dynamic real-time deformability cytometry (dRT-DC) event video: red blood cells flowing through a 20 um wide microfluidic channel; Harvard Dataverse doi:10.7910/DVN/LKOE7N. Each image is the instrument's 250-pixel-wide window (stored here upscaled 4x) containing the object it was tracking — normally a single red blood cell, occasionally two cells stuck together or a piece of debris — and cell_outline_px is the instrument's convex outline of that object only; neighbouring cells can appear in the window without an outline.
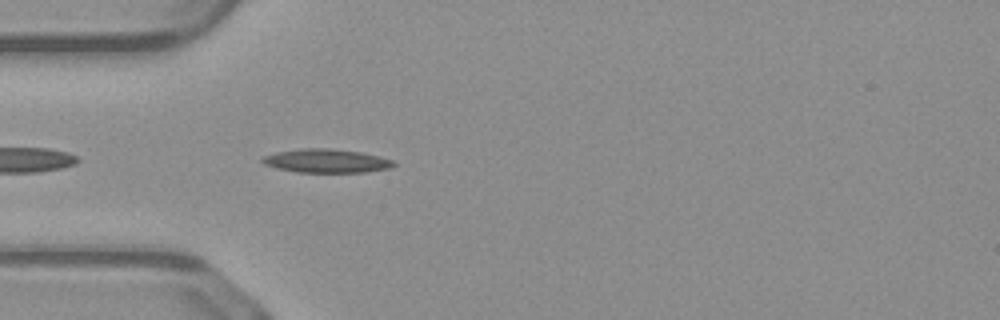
{"species": "common noctule bat (a hibernating species)", "species_latin": "Nyctalus noctula", "temperature_condition": "warm", "stored_images_in_passage": 34, "camera_frame_rate_fps": 3000, "um_per_image_px": 0.085, "animal": {"sex": "male", "body_mass_g": 23.1, "forearm_length_mm": 52.7}, "frame": {"image": 1, "passage_image": 3, "time_ms": 0.667, "image_size_px": [1000, 320], "cell_outline_px": [[396, 164], [392, 168], [364, 172], [296, 172], [276, 168], [264, 164], [260, 160], [264, 156], [276, 152], [300, 148], [328, 148], [360, 152], [380, 156], [392, 160]], "centroid_in_image_um": [27.74, 13.67], "position_along_channel_um": 57.3, "area_um2": 18.15}}
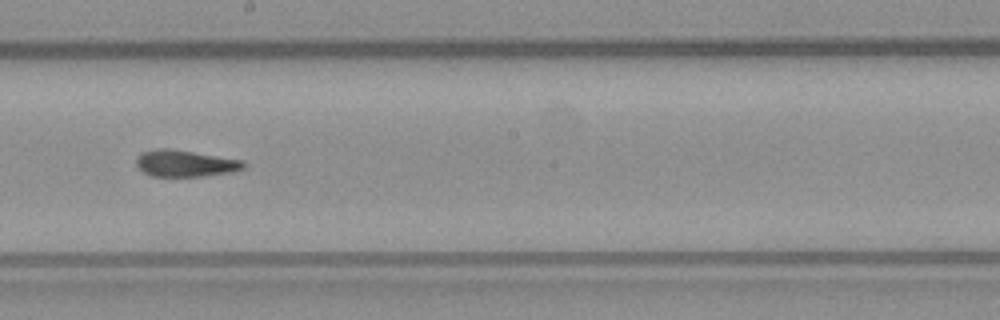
{"frame": {"image": 2, "passage_image": 16, "time_ms": 5.0, "image_size_px": [1000, 320], "cell_outline_px": [[248, 164], [244, 168], [228, 172], [204, 176], [152, 176], [144, 172], [136, 164], [136, 160], [140, 152], [156, 148], [168, 148], [244, 160]], "centroid_in_image_um": [15.74, 13.87], "position_along_channel_um": 232.5, "area_um2": 16.59}}
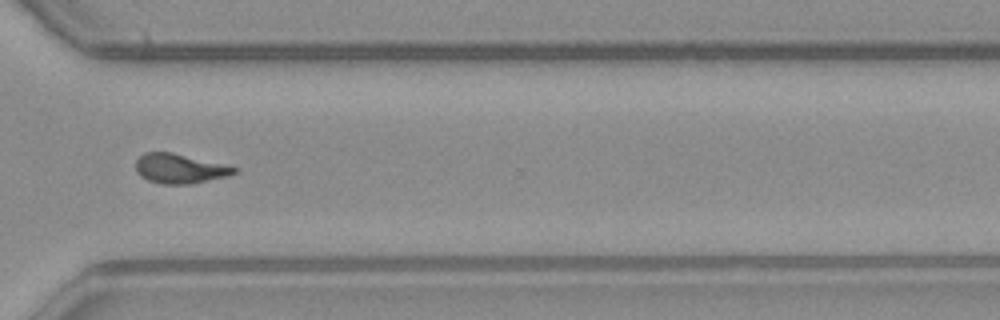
{"frame": {"image": 3, "passage_image": 25, "time_ms": 8.0, "image_size_px": [1000, 320], "cell_outline_px": [[236, 172], [228, 176], [188, 184], [160, 184], [148, 180], [140, 176], [136, 172], [136, 160], [144, 152], [172, 152], [236, 168]], "centroid_in_image_um": [15.19, 14.33], "position_along_channel_um": 355.4, "area_um2": 16.65}, "authors_computed_cell_mechanics": {"area_um2": 17.051, "velocity_mm_per_s": 4.1002, "shape_relaxation_time_tau1_ms": 9.4519, "shape_relaxation_time_tau2_ms": 2.7693, "deformation_change_tau1": 0.2513, "deformation_change_tau2": 0.1146}}